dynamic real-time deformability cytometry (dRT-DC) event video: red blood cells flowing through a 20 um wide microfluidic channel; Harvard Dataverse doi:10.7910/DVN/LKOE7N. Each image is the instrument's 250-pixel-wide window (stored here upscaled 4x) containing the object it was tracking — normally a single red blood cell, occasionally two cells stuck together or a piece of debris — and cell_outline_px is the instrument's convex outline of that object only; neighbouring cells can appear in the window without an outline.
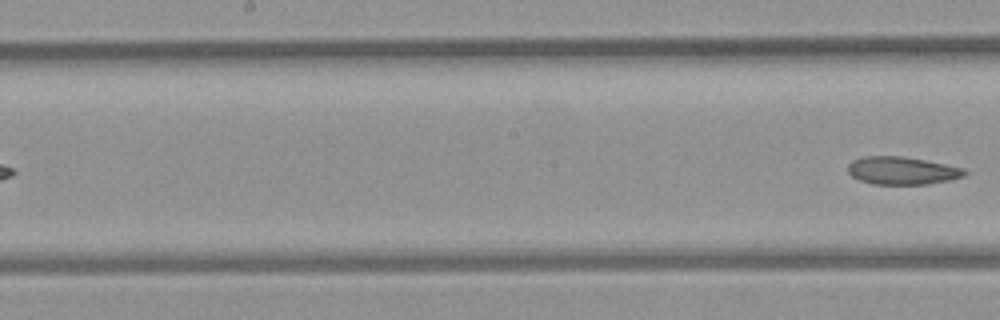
{"species": "common noctule bat (a hibernating species)", "species_latin": "Nyctalus noctula", "temperature_condition": "room temperature", "stored_images_in_passage": 8, "segment_of_instrument_passage": [2, 2], "camera_frame_rate_fps": 3000, "um_per_image_px": 0.085, "animal": {"sex": "female", "body_mass_g": 21.9}, "frame": {"image": 1, "passage_image": 8, "time_ms": 9.0, "image_size_px": [1000, 320], "cell_outline_px": [[968, 172], [964, 176], [952, 180], [928, 184], [872, 184], [860, 180], [852, 176], [848, 172], [848, 164], [852, 160], [864, 156], [900, 156], [924, 160], [964, 168]], "centroid_in_image_um": [76.68, 14.51], "position_along_channel_um": 171.5, "area_um2": 18.9}}